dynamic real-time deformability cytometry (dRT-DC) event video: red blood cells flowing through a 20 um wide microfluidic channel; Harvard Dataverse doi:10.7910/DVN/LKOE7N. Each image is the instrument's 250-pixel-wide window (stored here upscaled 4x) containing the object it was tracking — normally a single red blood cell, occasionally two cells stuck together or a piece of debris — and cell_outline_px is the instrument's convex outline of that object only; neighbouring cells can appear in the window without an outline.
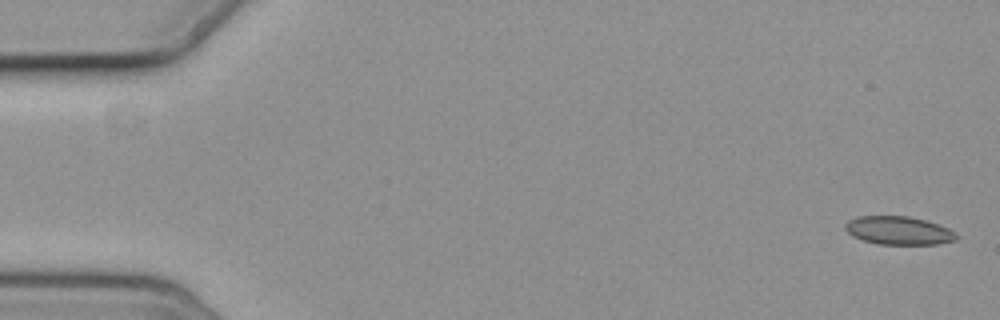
{"species": "common noctule bat (a hibernating species)", "species_latin": "Nyctalus noctula", "temperature_condition": "cold", "stored_images_in_passage": 4, "camera_frame_rate_fps": 3000, "um_per_image_px": 0.085, "animal": {"sex": "female", "body_mass_g": 19.3, "forearm_length_mm": 54.1}, "frame": {"image": 1, "passage_image": 1, "time_ms": 0.0, "image_size_px": [1000, 320], "cell_outline_px": [[956, 240], [936, 244], [880, 244], [864, 240], [852, 236], [844, 228], [844, 224], [848, 220], [860, 216], [908, 216], [924, 220], [948, 228], [956, 236]], "centroid_in_image_um": [76.33, 19.59], "position_along_channel_um": 8.7, "area_um2": 18.03}}